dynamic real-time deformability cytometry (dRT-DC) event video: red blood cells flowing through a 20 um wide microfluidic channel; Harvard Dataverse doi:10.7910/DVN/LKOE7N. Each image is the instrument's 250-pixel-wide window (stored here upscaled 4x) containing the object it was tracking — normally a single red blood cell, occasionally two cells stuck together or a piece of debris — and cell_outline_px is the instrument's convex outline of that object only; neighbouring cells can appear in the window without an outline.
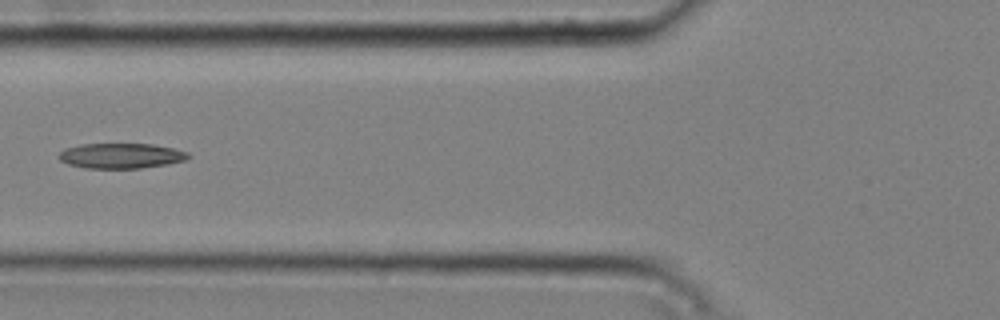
{"species": "common noctule bat (a hibernating species)", "species_latin": "Nyctalus noctula", "temperature_condition": "cold", "stored_images_in_passage": 6, "camera_frame_rate_fps": 3000, "um_per_image_px": 0.085, "animal": {"sex": "male", "body_mass_g": 20.4}, "frame": {"image": 1, "passage_image": 5, "time_ms": 1.333, "image_size_px": [1000, 320], "cell_outline_px": [[192, 156], [188, 160], [168, 164], [140, 168], [84, 168], [68, 164], [60, 160], [60, 152], [64, 148], [80, 144], [152, 144], [172, 148], [188, 152]], "centroid_in_image_um": [10.32, 13.24], "position_along_channel_um": 115.5, "area_um2": 19.07}}
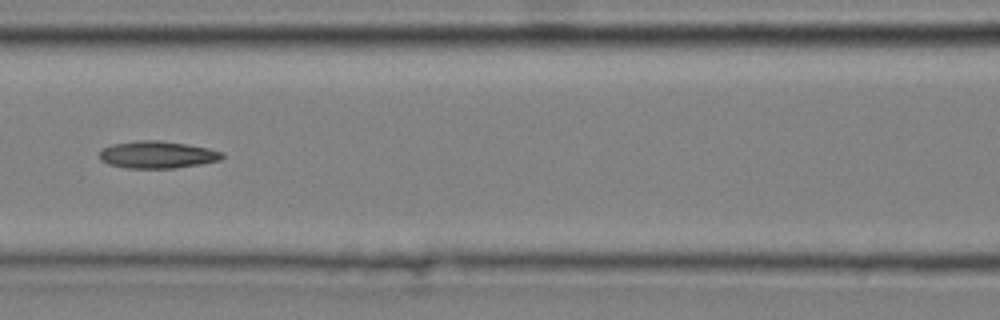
{"frame": {"image": 2, "passage_image": 6, "time_ms": 1.667, "image_size_px": [1000, 320], "cell_outline_px": [[224, 156], [220, 160], [200, 164], [176, 168], [128, 168], [108, 164], [100, 160], [100, 148], [112, 144], [136, 140], [160, 140], [208, 148], [224, 152]], "centroid_in_image_um": [13.35, 13.14], "position_along_channel_um": 153.3, "area_um2": 19.54}}